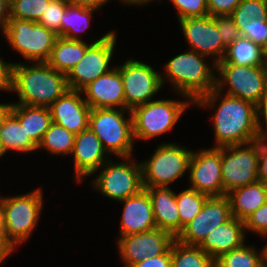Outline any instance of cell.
Here are the masks:
<instances>
[{
    "label": "cell",
    "mask_w": 267,
    "mask_h": 267,
    "mask_svg": "<svg viewBox=\"0 0 267 267\" xmlns=\"http://www.w3.org/2000/svg\"><path fill=\"white\" fill-rule=\"evenodd\" d=\"M218 98L221 102L218 101L217 105ZM194 105L201 108L218 106L211 118L216 140L214 147L247 144L259 139L254 103L227 94L223 95V92L214 88L199 97Z\"/></svg>",
    "instance_id": "1"
},
{
    "label": "cell",
    "mask_w": 267,
    "mask_h": 267,
    "mask_svg": "<svg viewBox=\"0 0 267 267\" xmlns=\"http://www.w3.org/2000/svg\"><path fill=\"white\" fill-rule=\"evenodd\" d=\"M67 90L66 74L47 62L14 63L12 91L18 94L19 104L49 107Z\"/></svg>",
    "instance_id": "2"
},
{
    "label": "cell",
    "mask_w": 267,
    "mask_h": 267,
    "mask_svg": "<svg viewBox=\"0 0 267 267\" xmlns=\"http://www.w3.org/2000/svg\"><path fill=\"white\" fill-rule=\"evenodd\" d=\"M42 192L37 188L26 194L0 198V234L13 252L29 239L38 225L44 202Z\"/></svg>",
    "instance_id": "3"
},
{
    "label": "cell",
    "mask_w": 267,
    "mask_h": 267,
    "mask_svg": "<svg viewBox=\"0 0 267 267\" xmlns=\"http://www.w3.org/2000/svg\"><path fill=\"white\" fill-rule=\"evenodd\" d=\"M206 56L193 50L176 55L165 67L166 81L184 98L195 102L199 97L215 88L216 65L211 66L205 61Z\"/></svg>",
    "instance_id": "4"
},
{
    "label": "cell",
    "mask_w": 267,
    "mask_h": 267,
    "mask_svg": "<svg viewBox=\"0 0 267 267\" xmlns=\"http://www.w3.org/2000/svg\"><path fill=\"white\" fill-rule=\"evenodd\" d=\"M128 112L126 119L124 113ZM88 128L100 139L108 155L130 157L134 135L131 110L116 108L91 109Z\"/></svg>",
    "instance_id": "5"
},
{
    "label": "cell",
    "mask_w": 267,
    "mask_h": 267,
    "mask_svg": "<svg viewBox=\"0 0 267 267\" xmlns=\"http://www.w3.org/2000/svg\"><path fill=\"white\" fill-rule=\"evenodd\" d=\"M190 98L185 101L161 99L147 102L131 110L134 139L150 140L169 132L187 110Z\"/></svg>",
    "instance_id": "6"
},
{
    "label": "cell",
    "mask_w": 267,
    "mask_h": 267,
    "mask_svg": "<svg viewBox=\"0 0 267 267\" xmlns=\"http://www.w3.org/2000/svg\"><path fill=\"white\" fill-rule=\"evenodd\" d=\"M11 48L30 62H47L55 41L54 31L38 22L10 18L3 32Z\"/></svg>",
    "instance_id": "7"
},
{
    "label": "cell",
    "mask_w": 267,
    "mask_h": 267,
    "mask_svg": "<svg viewBox=\"0 0 267 267\" xmlns=\"http://www.w3.org/2000/svg\"><path fill=\"white\" fill-rule=\"evenodd\" d=\"M141 163L143 187H169L189 170L192 150L177 143H162Z\"/></svg>",
    "instance_id": "8"
},
{
    "label": "cell",
    "mask_w": 267,
    "mask_h": 267,
    "mask_svg": "<svg viewBox=\"0 0 267 267\" xmlns=\"http://www.w3.org/2000/svg\"><path fill=\"white\" fill-rule=\"evenodd\" d=\"M259 155L260 137L247 144L221 147L223 196L259 180Z\"/></svg>",
    "instance_id": "9"
},
{
    "label": "cell",
    "mask_w": 267,
    "mask_h": 267,
    "mask_svg": "<svg viewBox=\"0 0 267 267\" xmlns=\"http://www.w3.org/2000/svg\"><path fill=\"white\" fill-rule=\"evenodd\" d=\"M132 157H120L123 162L106 161L102 171L92 180V188L99 190L103 196L122 201L138 194L143 188L142 167ZM126 160V161H124Z\"/></svg>",
    "instance_id": "10"
},
{
    "label": "cell",
    "mask_w": 267,
    "mask_h": 267,
    "mask_svg": "<svg viewBox=\"0 0 267 267\" xmlns=\"http://www.w3.org/2000/svg\"><path fill=\"white\" fill-rule=\"evenodd\" d=\"M226 84L229 87L225 94L256 105L266 90L267 67L265 65L237 66L230 63H217L215 89L223 92Z\"/></svg>",
    "instance_id": "11"
},
{
    "label": "cell",
    "mask_w": 267,
    "mask_h": 267,
    "mask_svg": "<svg viewBox=\"0 0 267 267\" xmlns=\"http://www.w3.org/2000/svg\"><path fill=\"white\" fill-rule=\"evenodd\" d=\"M117 40L115 31H109L93 41L83 58L66 75L69 89L81 91L100 75L108 73Z\"/></svg>",
    "instance_id": "12"
},
{
    "label": "cell",
    "mask_w": 267,
    "mask_h": 267,
    "mask_svg": "<svg viewBox=\"0 0 267 267\" xmlns=\"http://www.w3.org/2000/svg\"><path fill=\"white\" fill-rule=\"evenodd\" d=\"M117 69L123 83L125 109L150 102L163 87L165 77L151 65L133 58L127 59Z\"/></svg>",
    "instance_id": "13"
},
{
    "label": "cell",
    "mask_w": 267,
    "mask_h": 267,
    "mask_svg": "<svg viewBox=\"0 0 267 267\" xmlns=\"http://www.w3.org/2000/svg\"><path fill=\"white\" fill-rule=\"evenodd\" d=\"M188 171L191 189L208 197L223 196L221 147L192 152Z\"/></svg>",
    "instance_id": "14"
},
{
    "label": "cell",
    "mask_w": 267,
    "mask_h": 267,
    "mask_svg": "<svg viewBox=\"0 0 267 267\" xmlns=\"http://www.w3.org/2000/svg\"><path fill=\"white\" fill-rule=\"evenodd\" d=\"M178 22L187 44L189 43V50L207 58L212 57L213 65L223 60L227 48L223 44L213 16L184 18Z\"/></svg>",
    "instance_id": "15"
},
{
    "label": "cell",
    "mask_w": 267,
    "mask_h": 267,
    "mask_svg": "<svg viewBox=\"0 0 267 267\" xmlns=\"http://www.w3.org/2000/svg\"><path fill=\"white\" fill-rule=\"evenodd\" d=\"M176 238L167 231L153 230L121 236L117 239L120 258L125 267L166 253Z\"/></svg>",
    "instance_id": "16"
},
{
    "label": "cell",
    "mask_w": 267,
    "mask_h": 267,
    "mask_svg": "<svg viewBox=\"0 0 267 267\" xmlns=\"http://www.w3.org/2000/svg\"><path fill=\"white\" fill-rule=\"evenodd\" d=\"M231 218L230 203L226 195L208 197L198 215L183 228L176 239L185 245L199 246L213 229Z\"/></svg>",
    "instance_id": "17"
},
{
    "label": "cell",
    "mask_w": 267,
    "mask_h": 267,
    "mask_svg": "<svg viewBox=\"0 0 267 267\" xmlns=\"http://www.w3.org/2000/svg\"><path fill=\"white\" fill-rule=\"evenodd\" d=\"M81 91L67 90L49 106L52 122L75 135L87 130L91 108L82 98Z\"/></svg>",
    "instance_id": "18"
},
{
    "label": "cell",
    "mask_w": 267,
    "mask_h": 267,
    "mask_svg": "<svg viewBox=\"0 0 267 267\" xmlns=\"http://www.w3.org/2000/svg\"><path fill=\"white\" fill-rule=\"evenodd\" d=\"M75 179L91 176L109 159L100 139L89 128L76 134L72 150Z\"/></svg>",
    "instance_id": "19"
},
{
    "label": "cell",
    "mask_w": 267,
    "mask_h": 267,
    "mask_svg": "<svg viewBox=\"0 0 267 267\" xmlns=\"http://www.w3.org/2000/svg\"><path fill=\"white\" fill-rule=\"evenodd\" d=\"M81 93L91 109H125L123 83L116 66L84 87Z\"/></svg>",
    "instance_id": "20"
},
{
    "label": "cell",
    "mask_w": 267,
    "mask_h": 267,
    "mask_svg": "<svg viewBox=\"0 0 267 267\" xmlns=\"http://www.w3.org/2000/svg\"><path fill=\"white\" fill-rule=\"evenodd\" d=\"M123 205L120 222V236L147 232L156 227L152 202L148 192L142 189L138 194L121 201Z\"/></svg>",
    "instance_id": "21"
},
{
    "label": "cell",
    "mask_w": 267,
    "mask_h": 267,
    "mask_svg": "<svg viewBox=\"0 0 267 267\" xmlns=\"http://www.w3.org/2000/svg\"><path fill=\"white\" fill-rule=\"evenodd\" d=\"M245 236L244 221L232 217L213 229L199 247L216 260L222 254L242 246Z\"/></svg>",
    "instance_id": "22"
},
{
    "label": "cell",
    "mask_w": 267,
    "mask_h": 267,
    "mask_svg": "<svg viewBox=\"0 0 267 267\" xmlns=\"http://www.w3.org/2000/svg\"><path fill=\"white\" fill-rule=\"evenodd\" d=\"M149 194L156 227L175 238L180 234V218L176 193L169 187H143Z\"/></svg>",
    "instance_id": "23"
},
{
    "label": "cell",
    "mask_w": 267,
    "mask_h": 267,
    "mask_svg": "<svg viewBox=\"0 0 267 267\" xmlns=\"http://www.w3.org/2000/svg\"><path fill=\"white\" fill-rule=\"evenodd\" d=\"M232 217L245 221L267 201V185L262 181L236 188L226 194Z\"/></svg>",
    "instance_id": "24"
},
{
    "label": "cell",
    "mask_w": 267,
    "mask_h": 267,
    "mask_svg": "<svg viewBox=\"0 0 267 267\" xmlns=\"http://www.w3.org/2000/svg\"><path fill=\"white\" fill-rule=\"evenodd\" d=\"M12 114L24 126L26 135H29L30 139L38 146L52 123L49 107L30 106L15 102Z\"/></svg>",
    "instance_id": "25"
},
{
    "label": "cell",
    "mask_w": 267,
    "mask_h": 267,
    "mask_svg": "<svg viewBox=\"0 0 267 267\" xmlns=\"http://www.w3.org/2000/svg\"><path fill=\"white\" fill-rule=\"evenodd\" d=\"M82 40H69L58 37L47 63L58 72L68 74L83 58L86 49L91 45Z\"/></svg>",
    "instance_id": "26"
},
{
    "label": "cell",
    "mask_w": 267,
    "mask_h": 267,
    "mask_svg": "<svg viewBox=\"0 0 267 267\" xmlns=\"http://www.w3.org/2000/svg\"><path fill=\"white\" fill-rule=\"evenodd\" d=\"M218 63L237 66L264 65L262 47L240 36L227 48L225 57Z\"/></svg>",
    "instance_id": "27"
},
{
    "label": "cell",
    "mask_w": 267,
    "mask_h": 267,
    "mask_svg": "<svg viewBox=\"0 0 267 267\" xmlns=\"http://www.w3.org/2000/svg\"><path fill=\"white\" fill-rule=\"evenodd\" d=\"M0 139L6 152L11 150L29 153L37 150V145L26 135L24 126L12 113L0 126Z\"/></svg>",
    "instance_id": "28"
},
{
    "label": "cell",
    "mask_w": 267,
    "mask_h": 267,
    "mask_svg": "<svg viewBox=\"0 0 267 267\" xmlns=\"http://www.w3.org/2000/svg\"><path fill=\"white\" fill-rule=\"evenodd\" d=\"M96 10L68 4L61 20L60 37L69 40L80 39V33L90 27L92 14Z\"/></svg>",
    "instance_id": "29"
},
{
    "label": "cell",
    "mask_w": 267,
    "mask_h": 267,
    "mask_svg": "<svg viewBox=\"0 0 267 267\" xmlns=\"http://www.w3.org/2000/svg\"><path fill=\"white\" fill-rule=\"evenodd\" d=\"M171 267H215V260L199 246L176 239L171 245Z\"/></svg>",
    "instance_id": "30"
},
{
    "label": "cell",
    "mask_w": 267,
    "mask_h": 267,
    "mask_svg": "<svg viewBox=\"0 0 267 267\" xmlns=\"http://www.w3.org/2000/svg\"><path fill=\"white\" fill-rule=\"evenodd\" d=\"M75 136L74 133L63 126L52 122L38 144L37 150L43 148L54 155H70L73 150Z\"/></svg>",
    "instance_id": "31"
},
{
    "label": "cell",
    "mask_w": 267,
    "mask_h": 267,
    "mask_svg": "<svg viewBox=\"0 0 267 267\" xmlns=\"http://www.w3.org/2000/svg\"><path fill=\"white\" fill-rule=\"evenodd\" d=\"M254 246H242L222 254L215 260V267H265L263 249Z\"/></svg>",
    "instance_id": "32"
},
{
    "label": "cell",
    "mask_w": 267,
    "mask_h": 267,
    "mask_svg": "<svg viewBox=\"0 0 267 267\" xmlns=\"http://www.w3.org/2000/svg\"><path fill=\"white\" fill-rule=\"evenodd\" d=\"M207 198L208 196L191 188L176 194V203L180 218V233L198 215Z\"/></svg>",
    "instance_id": "33"
},
{
    "label": "cell",
    "mask_w": 267,
    "mask_h": 267,
    "mask_svg": "<svg viewBox=\"0 0 267 267\" xmlns=\"http://www.w3.org/2000/svg\"><path fill=\"white\" fill-rule=\"evenodd\" d=\"M230 16L237 28L255 18L267 20V0H241Z\"/></svg>",
    "instance_id": "34"
},
{
    "label": "cell",
    "mask_w": 267,
    "mask_h": 267,
    "mask_svg": "<svg viewBox=\"0 0 267 267\" xmlns=\"http://www.w3.org/2000/svg\"><path fill=\"white\" fill-rule=\"evenodd\" d=\"M51 0H10V18L38 22Z\"/></svg>",
    "instance_id": "35"
},
{
    "label": "cell",
    "mask_w": 267,
    "mask_h": 267,
    "mask_svg": "<svg viewBox=\"0 0 267 267\" xmlns=\"http://www.w3.org/2000/svg\"><path fill=\"white\" fill-rule=\"evenodd\" d=\"M68 4L67 0H51L38 23L60 36L61 20Z\"/></svg>",
    "instance_id": "36"
},
{
    "label": "cell",
    "mask_w": 267,
    "mask_h": 267,
    "mask_svg": "<svg viewBox=\"0 0 267 267\" xmlns=\"http://www.w3.org/2000/svg\"><path fill=\"white\" fill-rule=\"evenodd\" d=\"M177 10L178 19L208 16L207 0H170Z\"/></svg>",
    "instance_id": "37"
},
{
    "label": "cell",
    "mask_w": 267,
    "mask_h": 267,
    "mask_svg": "<svg viewBox=\"0 0 267 267\" xmlns=\"http://www.w3.org/2000/svg\"><path fill=\"white\" fill-rule=\"evenodd\" d=\"M241 37L247 38L261 47L267 42V20L252 19L251 22L238 27Z\"/></svg>",
    "instance_id": "38"
},
{
    "label": "cell",
    "mask_w": 267,
    "mask_h": 267,
    "mask_svg": "<svg viewBox=\"0 0 267 267\" xmlns=\"http://www.w3.org/2000/svg\"><path fill=\"white\" fill-rule=\"evenodd\" d=\"M223 44L228 48L237 38L240 37L238 28L230 15L213 16Z\"/></svg>",
    "instance_id": "39"
},
{
    "label": "cell",
    "mask_w": 267,
    "mask_h": 267,
    "mask_svg": "<svg viewBox=\"0 0 267 267\" xmlns=\"http://www.w3.org/2000/svg\"><path fill=\"white\" fill-rule=\"evenodd\" d=\"M245 232L252 231L267 236V201L244 221Z\"/></svg>",
    "instance_id": "40"
},
{
    "label": "cell",
    "mask_w": 267,
    "mask_h": 267,
    "mask_svg": "<svg viewBox=\"0 0 267 267\" xmlns=\"http://www.w3.org/2000/svg\"><path fill=\"white\" fill-rule=\"evenodd\" d=\"M241 0H207L208 15H230Z\"/></svg>",
    "instance_id": "41"
},
{
    "label": "cell",
    "mask_w": 267,
    "mask_h": 267,
    "mask_svg": "<svg viewBox=\"0 0 267 267\" xmlns=\"http://www.w3.org/2000/svg\"><path fill=\"white\" fill-rule=\"evenodd\" d=\"M255 112H256V126L259 136L265 137L267 136V86L260 101L255 105ZM262 119L263 123L261 122ZM264 123L266 128L263 126Z\"/></svg>",
    "instance_id": "42"
},
{
    "label": "cell",
    "mask_w": 267,
    "mask_h": 267,
    "mask_svg": "<svg viewBox=\"0 0 267 267\" xmlns=\"http://www.w3.org/2000/svg\"><path fill=\"white\" fill-rule=\"evenodd\" d=\"M129 267H171V248L160 256L146 257L143 261Z\"/></svg>",
    "instance_id": "43"
},
{
    "label": "cell",
    "mask_w": 267,
    "mask_h": 267,
    "mask_svg": "<svg viewBox=\"0 0 267 267\" xmlns=\"http://www.w3.org/2000/svg\"><path fill=\"white\" fill-rule=\"evenodd\" d=\"M14 63H7L0 57V91H12Z\"/></svg>",
    "instance_id": "44"
},
{
    "label": "cell",
    "mask_w": 267,
    "mask_h": 267,
    "mask_svg": "<svg viewBox=\"0 0 267 267\" xmlns=\"http://www.w3.org/2000/svg\"><path fill=\"white\" fill-rule=\"evenodd\" d=\"M258 177L259 181L267 185V136L260 137Z\"/></svg>",
    "instance_id": "45"
},
{
    "label": "cell",
    "mask_w": 267,
    "mask_h": 267,
    "mask_svg": "<svg viewBox=\"0 0 267 267\" xmlns=\"http://www.w3.org/2000/svg\"><path fill=\"white\" fill-rule=\"evenodd\" d=\"M69 4L99 10L101 7H104V4L107 5L109 0H67ZM111 1V0H110Z\"/></svg>",
    "instance_id": "46"
},
{
    "label": "cell",
    "mask_w": 267,
    "mask_h": 267,
    "mask_svg": "<svg viewBox=\"0 0 267 267\" xmlns=\"http://www.w3.org/2000/svg\"><path fill=\"white\" fill-rule=\"evenodd\" d=\"M10 19V0H0V29L4 32Z\"/></svg>",
    "instance_id": "47"
},
{
    "label": "cell",
    "mask_w": 267,
    "mask_h": 267,
    "mask_svg": "<svg viewBox=\"0 0 267 267\" xmlns=\"http://www.w3.org/2000/svg\"><path fill=\"white\" fill-rule=\"evenodd\" d=\"M14 103H0V126L5 122L8 116L12 113Z\"/></svg>",
    "instance_id": "48"
},
{
    "label": "cell",
    "mask_w": 267,
    "mask_h": 267,
    "mask_svg": "<svg viewBox=\"0 0 267 267\" xmlns=\"http://www.w3.org/2000/svg\"><path fill=\"white\" fill-rule=\"evenodd\" d=\"M13 252L2 240L0 234V264Z\"/></svg>",
    "instance_id": "49"
},
{
    "label": "cell",
    "mask_w": 267,
    "mask_h": 267,
    "mask_svg": "<svg viewBox=\"0 0 267 267\" xmlns=\"http://www.w3.org/2000/svg\"><path fill=\"white\" fill-rule=\"evenodd\" d=\"M128 5H136V6H143L147 5L149 2H152L153 0H120ZM162 2V0H161Z\"/></svg>",
    "instance_id": "50"
},
{
    "label": "cell",
    "mask_w": 267,
    "mask_h": 267,
    "mask_svg": "<svg viewBox=\"0 0 267 267\" xmlns=\"http://www.w3.org/2000/svg\"><path fill=\"white\" fill-rule=\"evenodd\" d=\"M264 65L267 67V42L262 47Z\"/></svg>",
    "instance_id": "51"
},
{
    "label": "cell",
    "mask_w": 267,
    "mask_h": 267,
    "mask_svg": "<svg viewBox=\"0 0 267 267\" xmlns=\"http://www.w3.org/2000/svg\"><path fill=\"white\" fill-rule=\"evenodd\" d=\"M264 264L267 267V244L263 247Z\"/></svg>",
    "instance_id": "52"
},
{
    "label": "cell",
    "mask_w": 267,
    "mask_h": 267,
    "mask_svg": "<svg viewBox=\"0 0 267 267\" xmlns=\"http://www.w3.org/2000/svg\"><path fill=\"white\" fill-rule=\"evenodd\" d=\"M5 153H7V152H6V150L4 149L3 143H2V141H1V139H0V157L4 156Z\"/></svg>",
    "instance_id": "53"
}]
</instances>
